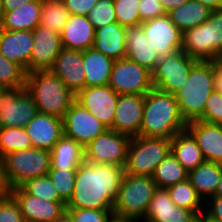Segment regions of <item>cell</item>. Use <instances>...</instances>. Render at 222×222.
<instances>
[{"instance_id": "obj_10", "label": "cell", "mask_w": 222, "mask_h": 222, "mask_svg": "<svg viewBox=\"0 0 222 222\" xmlns=\"http://www.w3.org/2000/svg\"><path fill=\"white\" fill-rule=\"evenodd\" d=\"M108 85L119 95H145L153 89L152 73L125 57L114 62Z\"/></svg>"}, {"instance_id": "obj_36", "label": "cell", "mask_w": 222, "mask_h": 222, "mask_svg": "<svg viewBox=\"0 0 222 222\" xmlns=\"http://www.w3.org/2000/svg\"><path fill=\"white\" fill-rule=\"evenodd\" d=\"M31 148L32 142L24 127L0 128V159L8 153Z\"/></svg>"}, {"instance_id": "obj_47", "label": "cell", "mask_w": 222, "mask_h": 222, "mask_svg": "<svg viewBox=\"0 0 222 222\" xmlns=\"http://www.w3.org/2000/svg\"><path fill=\"white\" fill-rule=\"evenodd\" d=\"M211 205H208V212L203 213L209 219L215 222H222V198L221 197H209Z\"/></svg>"}, {"instance_id": "obj_41", "label": "cell", "mask_w": 222, "mask_h": 222, "mask_svg": "<svg viewBox=\"0 0 222 222\" xmlns=\"http://www.w3.org/2000/svg\"><path fill=\"white\" fill-rule=\"evenodd\" d=\"M87 18L95 30L112 22H117L114 0H98L88 13Z\"/></svg>"}, {"instance_id": "obj_27", "label": "cell", "mask_w": 222, "mask_h": 222, "mask_svg": "<svg viewBox=\"0 0 222 222\" xmlns=\"http://www.w3.org/2000/svg\"><path fill=\"white\" fill-rule=\"evenodd\" d=\"M43 0H34L4 12L0 29L8 31H32L40 25Z\"/></svg>"}, {"instance_id": "obj_2", "label": "cell", "mask_w": 222, "mask_h": 222, "mask_svg": "<svg viewBox=\"0 0 222 222\" xmlns=\"http://www.w3.org/2000/svg\"><path fill=\"white\" fill-rule=\"evenodd\" d=\"M174 94L153 88L144 95V113L139 136L172 139L186 129Z\"/></svg>"}, {"instance_id": "obj_28", "label": "cell", "mask_w": 222, "mask_h": 222, "mask_svg": "<svg viewBox=\"0 0 222 222\" xmlns=\"http://www.w3.org/2000/svg\"><path fill=\"white\" fill-rule=\"evenodd\" d=\"M114 60L93 48L83 51L85 87L107 85Z\"/></svg>"}, {"instance_id": "obj_5", "label": "cell", "mask_w": 222, "mask_h": 222, "mask_svg": "<svg viewBox=\"0 0 222 222\" xmlns=\"http://www.w3.org/2000/svg\"><path fill=\"white\" fill-rule=\"evenodd\" d=\"M182 51L196 61L222 58V8L212 11L204 23L183 32Z\"/></svg>"}, {"instance_id": "obj_29", "label": "cell", "mask_w": 222, "mask_h": 222, "mask_svg": "<svg viewBox=\"0 0 222 222\" xmlns=\"http://www.w3.org/2000/svg\"><path fill=\"white\" fill-rule=\"evenodd\" d=\"M171 153L188 172L205 161L196 139L187 129L171 139Z\"/></svg>"}, {"instance_id": "obj_11", "label": "cell", "mask_w": 222, "mask_h": 222, "mask_svg": "<svg viewBox=\"0 0 222 222\" xmlns=\"http://www.w3.org/2000/svg\"><path fill=\"white\" fill-rule=\"evenodd\" d=\"M130 140L128 135L107 129L84 148L85 161L125 167Z\"/></svg>"}, {"instance_id": "obj_19", "label": "cell", "mask_w": 222, "mask_h": 222, "mask_svg": "<svg viewBox=\"0 0 222 222\" xmlns=\"http://www.w3.org/2000/svg\"><path fill=\"white\" fill-rule=\"evenodd\" d=\"M75 95L85 88L83 52L62 48L50 69Z\"/></svg>"}, {"instance_id": "obj_13", "label": "cell", "mask_w": 222, "mask_h": 222, "mask_svg": "<svg viewBox=\"0 0 222 222\" xmlns=\"http://www.w3.org/2000/svg\"><path fill=\"white\" fill-rule=\"evenodd\" d=\"M63 130L64 136L85 148L107 127L75 100L63 118Z\"/></svg>"}, {"instance_id": "obj_18", "label": "cell", "mask_w": 222, "mask_h": 222, "mask_svg": "<svg viewBox=\"0 0 222 222\" xmlns=\"http://www.w3.org/2000/svg\"><path fill=\"white\" fill-rule=\"evenodd\" d=\"M144 113V95H119L113 130L130 137L139 136Z\"/></svg>"}, {"instance_id": "obj_9", "label": "cell", "mask_w": 222, "mask_h": 222, "mask_svg": "<svg viewBox=\"0 0 222 222\" xmlns=\"http://www.w3.org/2000/svg\"><path fill=\"white\" fill-rule=\"evenodd\" d=\"M197 62L182 50L160 57L155 69L151 72L153 88L175 94L184 86L191 68Z\"/></svg>"}, {"instance_id": "obj_53", "label": "cell", "mask_w": 222, "mask_h": 222, "mask_svg": "<svg viewBox=\"0 0 222 222\" xmlns=\"http://www.w3.org/2000/svg\"><path fill=\"white\" fill-rule=\"evenodd\" d=\"M137 221L138 220L126 216L117 215L113 212L107 219V222H137Z\"/></svg>"}, {"instance_id": "obj_44", "label": "cell", "mask_w": 222, "mask_h": 222, "mask_svg": "<svg viewBox=\"0 0 222 222\" xmlns=\"http://www.w3.org/2000/svg\"><path fill=\"white\" fill-rule=\"evenodd\" d=\"M0 222H26L18 204L11 195L0 201Z\"/></svg>"}, {"instance_id": "obj_51", "label": "cell", "mask_w": 222, "mask_h": 222, "mask_svg": "<svg viewBox=\"0 0 222 222\" xmlns=\"http://www.w3.org/2000/svg\"><path fill=\"white\" fill-rule=\"evenodd\" d=\"M187 1H189V0H160L162 6L164 8V12L166 14H168L170 11L178 8L179 6L186 3Z\"/></svg>"}, {"instance_id": "obj_20", "label": "cell", "mask_w": 222, "mask_h": 222, "mask_svg": "<svg viewBox=\"0 0 222 222\" xmlns=\"http://www.w3.org/2000/svg\"><path fill=\"white\" fill-rule=\"evenodd\" d=\"M197 219L193 210L176 206L167 189L157 188L143 222H197Z\"/></svg>"}, {"instance_id": "obj_12", "label": "cell", "mask_w": 222, "mask_h": 222, "mask_svg": "<svg viewBox=\"0 0 222 222\" xmlns=\"http://www.w3.org/2000/svg\"><path fill=\"white\" fill-rule=\"evenodd\" d=\"M37 114L38 108L25 87L1 92L0 128L25 127Z\"/></svg>"}, {"instance_id": "obj_14", "label": "cell", "mask_w": 222, "mask_h": 222, "mask_svg": "<svg viewBox=\"0 0 222 222\" xmlns=\"http://www.w3.org/2000/svg\"><path fill=\"white\" fill-rule=\"evenodd\" d=\"M118 98L119 94H117L108 84L85 87L75 95V100L78 103L99 119L107 129L112 130Z\"/></svg>"}, {"instance_id": "obj_50", "label": "cell", "mask_w": 222, "mask_h": 222, "mask_svg": "<svg viewBox=\"0 0 222 222\" xmlns=\"http://www.w3.org/2000/svg\"><path fill=\"white\" fill-rule=\"evenodd\" d=\"M34 0H2L4 12L13 11L18 6H22L23 4L30 3Z\"/></svg>"}, {"instance_id": "obj_42", "label": "cell", "mask_w": 222, "mask_h": 222, "mask_svg": "<svg viewBox=\"0 0 222 222\" xmlns=\"http://www.w3.org/2000/svg\"><path fill=\"white\" fill-rule=\"evenodd\" d=\"M203 122L222 125V94L213 90L208 97L203 115L198 119Z\"/></svg>"}, {"instance_id": "obj_7", "label": "cell", "mask_w": 222, "mask_h": 222, "mask_svg": "<svg viewBox=\"0 0 222 222\" xmlns=\"http://www.w3.org/2000/svg\"><path fill=\"white\" fill-rule=\"evenodd\" d=\"M171 153V139L131 137L128 145L125 173L152 177L155 168Z\"/></svg>"}, {"instance_id": "obj_32", "label": "cell", "mask_w": 222, "mask_h": 222, "mask_svg": "<svg viewBox=\"0 0 222 222\" xmlns=\"http://www.w3.org/2000/svg\"><path fill=\"white\" fill-rule=\"evenodd\" d=\"M212 10L195 0H189L168 13L170 20L182 32L209 19Z\"/></svg>"}, {"instance_id": "obj_54", "label": "cell", "mask_w": 222, "mask_h": 222, "mask_svg": "<svg viewBox=\"0 0 222 222\" xmlns=\"http://www.w3.org/2000/svg\"><path fill=\"white\" fill-rule=\"evenodd\" d=\"M53 222H73L67 212L63 213L58 219Z\"/></svg>"}, {"instance_id": "obj_1", "label": "cell", "mask_w": 222, "mask_h": 222, "mask_svg": "<svg viewBox=\"0 0 222 222\" xmlns=\"http://www.w3.org/2000/svg\"><path fill=\"white\" fill-rule=\"evenodd\" d=\"M124 167L83 162L76 171L74 192L66 208L113 210Z\"/></svg>"}, {"instance_id": "obj_21", "label": "cell", "mask_w": 222, "mask_h": 222, "mask_svg": "<svg viewBox=\"0 0 222 222\" xmlns=\"http://www.w3.org/2000/svg\"><path fill=\"white\" fill-rule=\"evenodd\" d=\"M29 135L32 147L51 151L64 135L63 119L39 113L24 127Z\"/></svg>"}, {"instance_id": "obj_31", "label": "cell", "mask_w": 222, "mask_h": 222, "mask_svg": "<svg viewBox=\"0 0 222 222\" xmlns=\"http://www.w3.org/2000/svg\"><path fill=\"white\" fill-rule=\"evenodd\" d=\"M83 162L84 147L64 135L50 151V168L77 169Z\"/></svg>"}, {"instance_id": "obj_34", "label": "cell", "mask_w": 222, "mask_h": 222, "mask_svg": "<svg viewBox=\"0 0 222 222\" xmlns=\"http://www.w3.org/2000/svg\"><path fill=\"white\" fill-rule=\"evenodd\" d=\"M171 200L180 208L193 210L198 216L203 214L201 206L204 200L197 194L190 181L186 179L183 182L171 185L166 188Z\"/></svg>"}, {"instance_id": "obj_55", "label": "cell", "mask_w": 222, "mask_h": 222, "mask_svg": "<svg viewBox=\"0 0 222 222\" xmlns=\"http://www.w3.org/2000/svg\"><path fill=\"white\" fill-rule=\"evenodd\" d=\"M213 197H221L222 198V175L220 177L217 190H216L215 195Z\"/></svg>"}, {"instance_id": "obj_15", "label": "cell", "mask_w": 222, "mask_h": 222, "mask_svg": "<svg viewBox=\"0 0 222 222\" xmlns=\"http://www.w3.org/2000/svg\"><path fill=\"white\" fill-rule=\"evenodd\" d=\"M143 32L160 57L182 50L183 32L168 14L142 22Z\"/></svg>"}, {"instance_id": "obj_22", "label": "cell", "mask_w": 222, "mask_h": 222, "mask_svg": "<svg viewBox=\"0 0 222 222\" xmlns=\"http://www.w3.org/2000/svg\"><path fill=\"white\" fill-rule=\"evenodd\" d=\"M186 129L196 139L205 161L222 164V125L194 120Z\"/></svg>"}, {"instance_id": "obj_4", "label": "cell", "mask_w": 222, "mask_h": 222, "mask_svg": "<svg viewBox=\"0 0 222 222\" xmlns=\"http://www.w3.org/2000/svg\"><path fill=\"white\" fill-rule=\"evenodd\" d=\"M213 90L214 62L198 61L191 68L184 86L174 94L186 123L198 120L203 115Z\"/></svg>"}, {"instance_id": "obj_30", "label": "cell", "mask_w": 222, "mask_h": 222, "mask_svg": "<svg viewBox=\"0 0 222 222\" xmlns=\"http://www.w3.org/2000/svg\"><path fill=\"white\" fill-rule=\"evenodd\" d=\"M222 175V164L204 161L188 172V180L202 198L213 197Z\"/></svg>"}, {"instance_id": "obj_33", "label": "cell", "mask_w": 222, "mask_h": 222, "mask_svg": "<svg viewBox=\"0 0 222 222\" xmlns=\"http://www.w3.org/2000/svg\"><path fill=\"white\" fill-rule=\"evenodd\" d=\"M157 188H167L188 179V171L170 153L156 168L152 175Z\"/></svg>"}, {"instance_id": "obj_52", "label": "cell", "mask_w": 222, "mask_h": 222, "mask_svg": "<svg viewBox=\"0 0 222 222\" xmlns=\"http://www.w3.org/2000/svg\"><path fill=\"white\" fill-rule=\"evenodd\" d=\"M207 6L212 11L222 8V0H195Z\"/></svg>"}, {"instance_id": "obj_58", "label": "cell", "mask_w": 222, "mask_h": 222, "mask_svg": "<svg viewBox=\"0 0 222 222\" xmlns=\"http://www.w3.org/2000/svg\"><path fill=\"white\" fill-rule=\"evenodd\" d=\"M3 90H4V89L0 86V94H1V92H3Z\"/></svg>"}, {"instance_id": "obj_16", "label": "cell", "mask_w": 222, "mask_h": 222, "mask_svg": "<svg viewBox=\"0 0 222 222\" xmlns=\"http://www.w3.org/2000/svg\"><path fill=\"white\" fill-rule=\"evenodd\" d=\"M26 222H53L66 212L64 201H46L27 194L21 187L11 189Z\"/></svg>"}, {"instance_id": "obj_56", "label": "cell", "mask_w": 222, "mask_h": 222, "mask_svg": "<svg viewBox=\"0 0 222 222\" xmlns=\"http://www.w3.org/2000/svg\"><path fill=\"white\" fill-rule=\"evenodd\" d=\"M197 222H215L211 219H209L208 217H206L204 214H200L198 216Z\"/></svg>"}, {"instance_id": "obj_57", "label": "cell", "mask_w": 222, "mask_h": 222, "mask_svg": "<svg viewBox=\"0 0 222 222\" xmlns=\"http://www.w3.org/2000/svg\"><path fill=\"white\" fill-rule=\"evenodd\" d=\"M3 15H4L3 2H2V0H0V25L2 22Z\"/></svg>"}, {"instance_id": "obj_23", "label": "cell", "mask_w": 222, "mask_h": 222, "mask_svg": "<svg viewBox=\"0 0 222 222\" xmlns=\"http://www.w3.org/2000/svg\"><path fill=\"white\" fill-rule=\"evenodd\" d=\"M33 50L32 31H8L0 29V53L20 65L29 73V62Z\"/></svg>"}, {"instance_id": "obj_37", "label": "cell", "mask_w": 222, "mask_h": 222, "mask_svg": "<svg viewBox=\"0 0 222 222\" xmlns=\"http://www.w3.org/2000/svg\"><path fill=\"white\" fill-rule=\"evenodd\" d=\"M26 71L0 53V86L3 89L25 87Z\"/></svg>"}, {"instance_id": "obj_25", "label": "cell", "mask_w": 222, "mask_h": 222, "mask_svg": "<svg viewBox=\"0 0 222 222\" xmlns=\"http://www.w3.org/2000/svg\"><path fill=\"white\" fill-rule=\"evenodd\" d=\"M60 38L62 48L83 52L93 47L95 29L87 16L70 14Z\"/></svg>"}, {"instance_id": "obj_17", "label": "cell", "mask_w": 222, "mask_h": 222, "mask_svg": "<svg viewBox=\"0 0 222 222\" xmlns=\"http://www.w3.org/2000/svg\"><path fill=\"white\" fill-rule=\"evenodd\" d=\"M32 33L33 50L29 73L50 70L62 49L60 34L41 25L32 30Z\"/></svg>"}, {"instance_id": "obj_35", "label": "cell", "mask_w": 222, "mask_h": 222, "mask_svg": "<svg viewBox=\"0 0 222 222\" xmlns=\"http://www.w3.org/2000/svg\"><path fill=\"white\" fill-rule=\"evenodd\" d=\"M70 16L62 0H43L40 25L61 33Z\"/></svg>"}, {"instance_id": "obj_6", "label": "cell", "mask_w": 222, "mask_h": 222, "mask_svg": "<svg viewBox=\"0 0 222 222\" xmlns=\"http://www.w3.org/2000/svg\"><path fill=\"white\" fill-rule=\"evenodd\" d=\"M156 189L152 177L124 173L114 202L113 213L133 218L138 222L141 218L144 220Z\"/></svg>"}, {"instance_id": "obj_43", "label": "cell", "mask_w": 222, "mask_h": 222, "mask_svg": "<svg viewBox=\"0 0 222 222\" xmlns=\"http://www.w3.org/2000/svg\"><path fill=\"white\" fill-rule=\"evenodd\" d=\"M73 222H107L113 210L66 208Z\"/></svg>"}, {"instance_id": "obj_49", "label": "cell", "mask_w": 222, "mask_h": 222, "mask_svg": "<svg viewBox=\"0 0 222 222\" xmlns=\"http://www.w3.org/2000/svg\"><path fill=\"white\" fill-rule=\"evenodd\" d=\"M214 90L222 94V58L214 62Z\"/></svg>"}, {"instance_id": "obj_46", "label": "cell", "mask_w": 222, "mask_h": 222, "mask_svg": "<svg viewBox=\"0 0 222 222\" xmlns=\"http://www.w3.org/2000/svg\"><path fill=\"white\" fill-rule=\"evenodd\" d=\"M70 14L87 16L98 0H62Z\"/></svg>"}, {"instance_id": "obj_3", "label": "cell", "mask_w": 222, "mask_h": 222, "mask_svg": "<svg viewBox=\"0 0 222 222\" xmlns=\"http://www.w3.org/2000/svg\"><path fill=\"white\" fill-rule=\"evenodd\" d=\"M25 89L33 98L39 113L63 119L75 94L50 70L26 74Z\"/></svg>"}, {"instance_id": "obj_48", "label": "cell", "mask_w": 222, "mask_h": 222, "mask_svg": "<svg viewBox=\"0 0 222 222\" xmlns=\"http://www.w3.org/2000/svg\"><path fill=\"white\" fill-rule=\"evenodd\" d=\"M11 195V187L6 179L2 159H0V201Z\"/></svg>"}, {"instance_id": "obj_39", "label": "cell", "mask_w": 222, "mask_h": 222, "mask_svg": "<svg viewBox=\"0 0 222 222\" xmlns=\"http://www.w3.org/2000/svg\"><path fill=\"white\" fill-rule=\"evenodd\" d=\"M77 169L50 168L48 176L59 193V197L67 204L74 192Z\"/></svg>"}, {"instance_id": "obj_38", "label": "cell", "mask_w": 222, "mask_h": 222, "mask_svg": "<svg viewBox=\"0 0 222 222\" xmlns=\"http://www.w3.org/2000/svg\"><path fill=\"white\" fill-rule=\"evenodd\" d=\"M27 194L46 201H63L48 175L27 180L20 186Z\"/></svg>"}, {"instance_id": "obj_45", "label": "cell", "mask_w": 222, "mask_h": 222, "mask_svg": "<svg viewBox=\"0 0 222 222\" xmlns=\"http://www.w3.org/2000/svg\"><path fill=\"white\" fill-rule=\"evenodd\" d=\"M138 7L141 22H145L166 14L160 0H139Z\"/></svg>"}, {"instance_id": "obj_24", "label": "cell", "mask_w": 222, "mask_h": 222, "mask_svg": "<svg viewBox=\"0 0 222 222\" xmlns=\"http://www.w3.org/2000/svg\"><path fill=\"white\" fill-rule=\"evenodd\" d=\"M125 35L126 58L135 61L152 72L160 56L144 34L142 23L126 27Z\"/></svg>"}, {"instance_id": "obj_26", "label": "cell", "mask_w": 222, "mask_h": 222, "mask_svg": "<svg viewBox=\"0 0 222 222\" xmlns=\"http://www.w3.org/2000/svg\"><path fill=\"white\" fill-rule=\"evenodd\" d=\"M125 29L117 22L96 29L92 48L114 61L125 58Z\"/></svg>"}, {"instance_id": "obj_8", "label": "cell", "mask_w": 222, "mask_h": 222, "mask_svg": "<svg viewBox=\"0 0 222 222\" xmlns=\"http://www.w3.org/2000/svg\"><path fill=\"white\" fill-rule=\"evenodd\" d=\"M4 173L11 189L29 179L48 175L50 151L39 148L8 153L2 158Z\"/></svg>"}, {"instance_id": "obj_40", "label": "cell", "mask_w": 222, "mask_h": 222, "mask_svg": "<svg viewBox=\"0 0 222 222\" xmlns=\"http://www.w3.org/2000/svg\"><path fill=\"white\" fill-rule=\"evenodd\" d=\"M139 0H114L116 20L123 27L141 24Z\"/></svg>"}]
</instances>
